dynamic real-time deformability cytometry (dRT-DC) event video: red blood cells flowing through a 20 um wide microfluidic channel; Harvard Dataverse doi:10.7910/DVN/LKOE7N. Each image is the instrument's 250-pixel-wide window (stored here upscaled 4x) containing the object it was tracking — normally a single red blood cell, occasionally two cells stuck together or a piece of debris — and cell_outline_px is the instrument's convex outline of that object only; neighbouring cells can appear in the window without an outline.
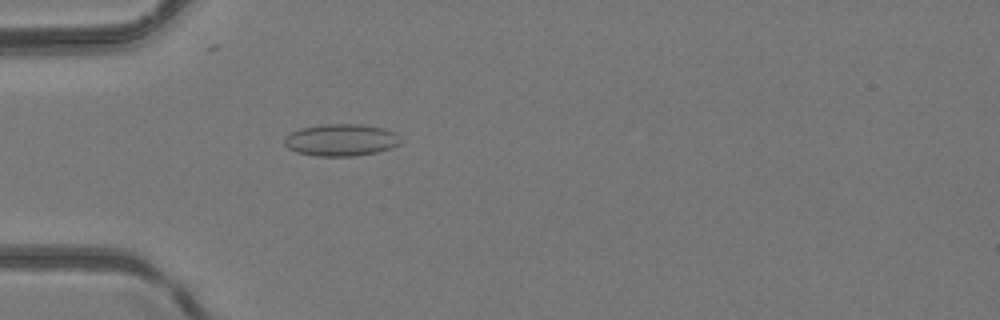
{"species": "common noctule bat (a hibernating species)", "species_latin": "Nyctalus noctula", "temperature_condition": "room temperature", "stored_images_in_passage": 45, "camera_frame_rate_fps": 3000, "um_per_image_px": 0.085, "animal": {"sex": "female", "body_mass_g": 24.6, "forearm_length_mm": 56.2}, "frame": {"image": 1, "passage_image": 11, "time_ms": 3.333, "image_size_px": [1000, 320], "cell_outline_px": [[400, 144], [392, 148], [376, 152], [352, 156], [316, 156], [296, 152], [288, 148], [284, 144], [284, 136], [300, 128], [320, 124], [360, 124], [384, 128], [396, 132], [400, 140]], "centroid_in_image_um": [28.98, 11.89], "position_along_channel_um": 56.0, "area_um2": 21.85}}
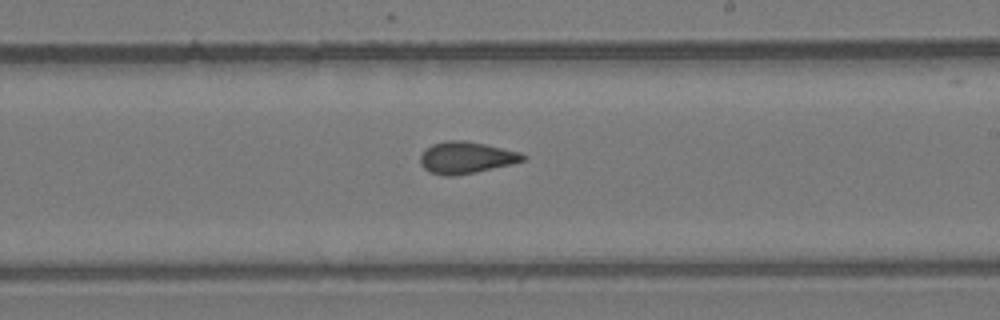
{"frame": {"image": 2, "passage_image": 25, "time_ms": 8.0, "image_size_px": [1000, 320], "cell_outline_px": [[528, 156], [524, 160], [512, 164], [476, 172], [452, 176], [444, 176], [428, 172], [420, 164], [420, 156], [432, 144], [444, 140], [464, 140], [484, 144], [520, 152]], "centroid_in_image_um": [39.62, 13.4], "position_along_channel_um": 249.4, "area_um2": 19.02}}
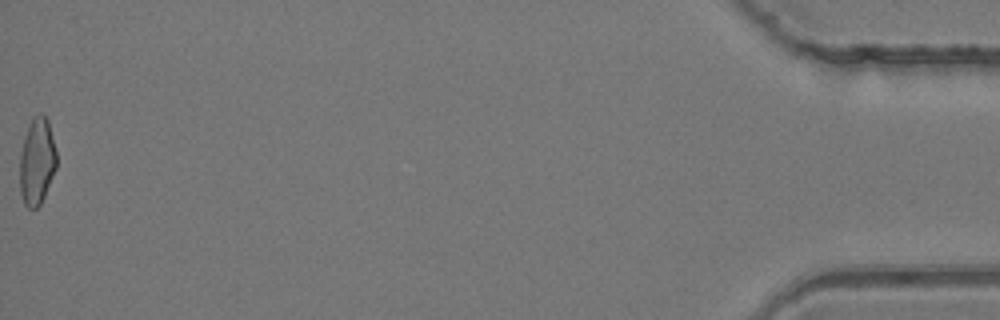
{"frame": {"image": 3, "passage_image": 45, "time_ms": 14.667, "image_size_px": [1000, 320], "cell_outline_px": [[56, 168], [44, 196], [40, 204], [36, 208], [28, 208], [24, 204], [20, 192], [20, 152], [24, 136], [32, 116], [40, 112], [48, 120], [56, 152]], "centroid_in_image_um": [3.12, 13.7], "position_along_channel_um": 432.1, "area_um2": 18.61}}